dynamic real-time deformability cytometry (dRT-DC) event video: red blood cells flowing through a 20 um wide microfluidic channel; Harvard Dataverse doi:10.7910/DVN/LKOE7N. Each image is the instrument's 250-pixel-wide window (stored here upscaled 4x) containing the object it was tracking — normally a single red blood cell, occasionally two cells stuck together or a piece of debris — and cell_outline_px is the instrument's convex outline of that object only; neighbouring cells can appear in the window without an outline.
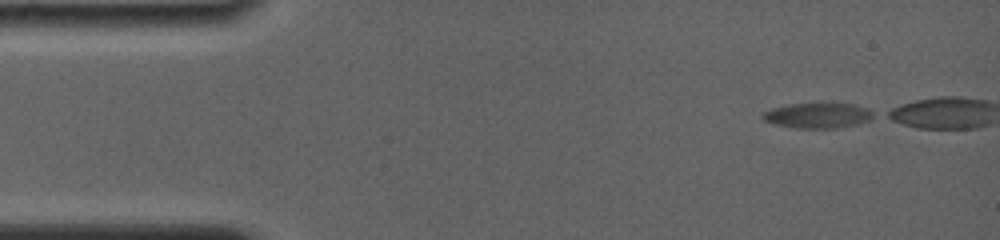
{"species": "common noctule bat (a hibernating species)", "species_latin": "Nyctalus noctula", "temperature_condition": "room temperature", "stored_images_in_passage": 14, "camera_frame_rate_fps": 4000, "um_per_image_px": 0.085, "animal": {"sex": "female", "body_mass_g": 19.0, "forearm_length_mm": 56.7}, "frame": {"image": 1, "passage_image": 1, "time_ms": 0.0, "image_size_px": [1000, 240], "cell_outline_px": [[876, 116], [868, 120], [856, 124], [836, 128], [792, 128], [776, 124], [764, 120], [760, 116], [764, 112], [772, 108], [788, 104], [852, 104], [868, 108], [876, 112]], "centroid_in_image_um": [69.53, 9.82], "position_along_channel_um": 15.5, "area_um2": 16.24}}